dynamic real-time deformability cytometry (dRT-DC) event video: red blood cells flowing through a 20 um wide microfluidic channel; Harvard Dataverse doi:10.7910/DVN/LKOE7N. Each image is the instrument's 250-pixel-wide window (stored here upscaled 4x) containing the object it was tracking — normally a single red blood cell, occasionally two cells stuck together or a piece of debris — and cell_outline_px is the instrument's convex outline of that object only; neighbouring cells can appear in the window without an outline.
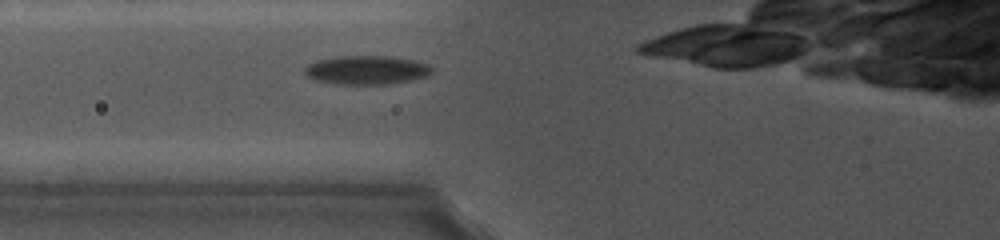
{"species": "common noctule bat (a hibernating species)", "species_latin": "Nyctalus noctula", "temperature_condition": "cold", "stored_images_in_passage": 20, "camera_frame_rate_fps": 5000, "um_per_image_px": 0.085, "animal": {"sex": "female", "body_mass_g": 19.0, "forearm_length_mm": 56.7}, "frame": {"image": 1, "passage_image": 4, "time_ms": 1.2, "image_size_px": [1000, 240], "cell_outline_px": [[432, 72], [428, 76], [408, 80], [384, 84], [332, 84], [316, 80], [308, 76], [304, 72], [304, 68], [308, 64], [316, 60], [336, 56], [384, 56], [416, 60], [428, 64], [432, 68]], "centroid_in_image_um": [31.13, 5.94], "position_along_channel_um": 94.7, "area_um2": 21.33}}
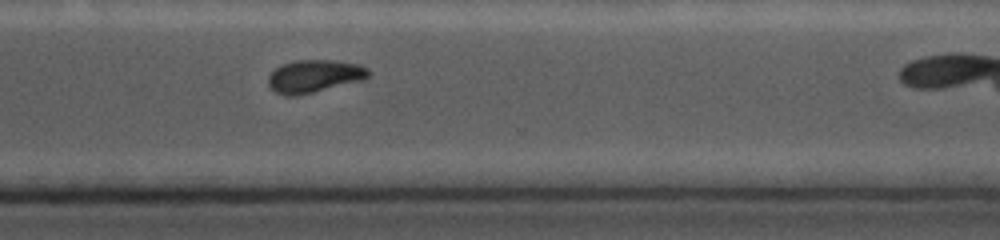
{"frame": {"image": 2, "passage_image": 16, "time_ms": 7.8, "image_size_px": [1000, 240], "cell_outline_px": [[372, 72], [364, 80], [296, 96], [288, 96], [276, 92], [268, 84], [268, 76], [276, 68], [284, 64], [296, 60], [336, 60], [360, 64], [368, 68]], "centroid_in_image_um": [26.76, 6.46], "position_along_channel_um": 343.8, "area_um2": 19.13}}